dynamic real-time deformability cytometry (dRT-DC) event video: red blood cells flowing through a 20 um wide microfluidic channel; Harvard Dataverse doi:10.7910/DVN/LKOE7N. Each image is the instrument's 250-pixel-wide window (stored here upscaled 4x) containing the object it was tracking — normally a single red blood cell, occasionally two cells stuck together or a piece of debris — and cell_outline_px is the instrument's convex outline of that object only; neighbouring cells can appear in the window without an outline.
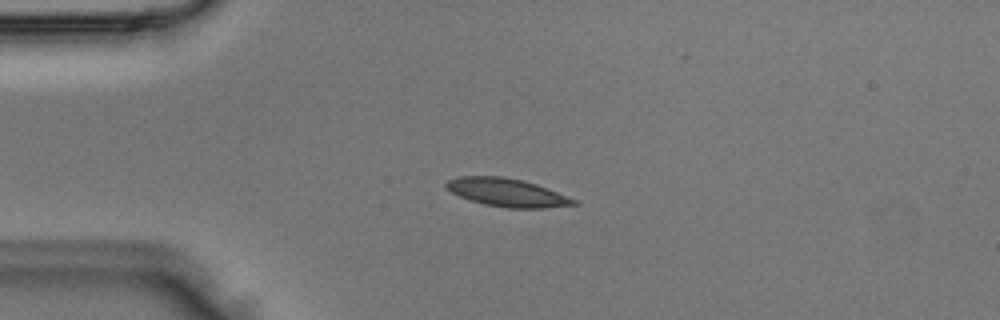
{"species": "Egyptian fruit bat (a non-hibernating species)", "species_latin": "Rousettus aegyptiacus", "temperature_condition": "room temperature", "stored_images_in_passage": 4, "camera_frame_rate_fps": 3000, "um_per_image_px": 0.085, "animal": {"sex": "male"}, "frame": {"image": 1, "passage_image": 2, "time_ms": 0.333, "image_size_px": [1000, 320], "cell_outline_px": [[580, 204], [544, 208], [508, 208], [484, 204], [460, 196], [452, 192], [444, 184], [448, 180], [460, 176], [504, 176], [536, 184], [576, 200]], "centroid_in_image_um": [43.09, 16.36], "position_along_channel_um": 41.9, "area_um2": 20.58}}